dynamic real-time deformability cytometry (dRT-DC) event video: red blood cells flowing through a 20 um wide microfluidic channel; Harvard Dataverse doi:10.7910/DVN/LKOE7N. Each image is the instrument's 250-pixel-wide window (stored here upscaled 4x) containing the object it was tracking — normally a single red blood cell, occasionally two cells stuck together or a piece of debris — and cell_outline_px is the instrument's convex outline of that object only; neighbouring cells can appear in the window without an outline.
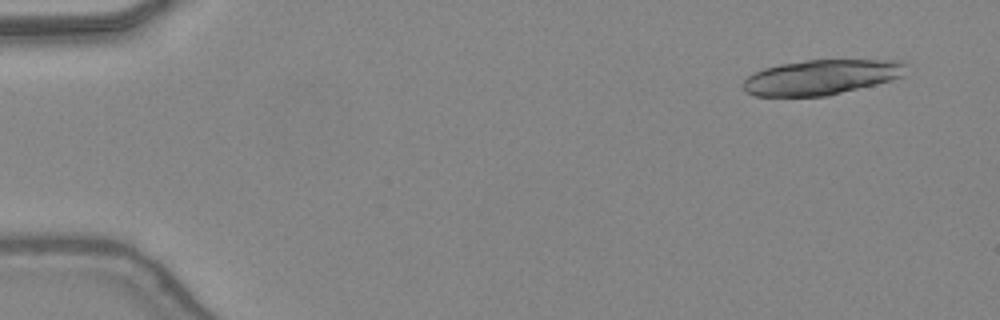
{"species": "common noctule bat (a hibernating species)", "species_latin": "Nyctalus noctula", "temperature_condition": "warm", "stored_images_in_passage": 12, "camera_frame_rate_fps": 3000, "um_per_image_px": 0.085, "animal": {"sex": "female", "body_mass_g": 24.6, "forearm_length_mm": 56.2}, "frame": {"image": 1, "passage_image": 1, "time_ms": 0.0, "image_size_px": [1000, 320], "cell_outline_px": [[908, 64], [904, 76], [828, 96], [756, 96], [748, 92], [744, 88], [744, 80], [748, 76], [764, 68], [780, 64], [804, 60], [904, 60]], "centroid_in_image_um": [69.85, 6.55], "position_along_channel_um": 15.1, "area_um2": 33.12}}